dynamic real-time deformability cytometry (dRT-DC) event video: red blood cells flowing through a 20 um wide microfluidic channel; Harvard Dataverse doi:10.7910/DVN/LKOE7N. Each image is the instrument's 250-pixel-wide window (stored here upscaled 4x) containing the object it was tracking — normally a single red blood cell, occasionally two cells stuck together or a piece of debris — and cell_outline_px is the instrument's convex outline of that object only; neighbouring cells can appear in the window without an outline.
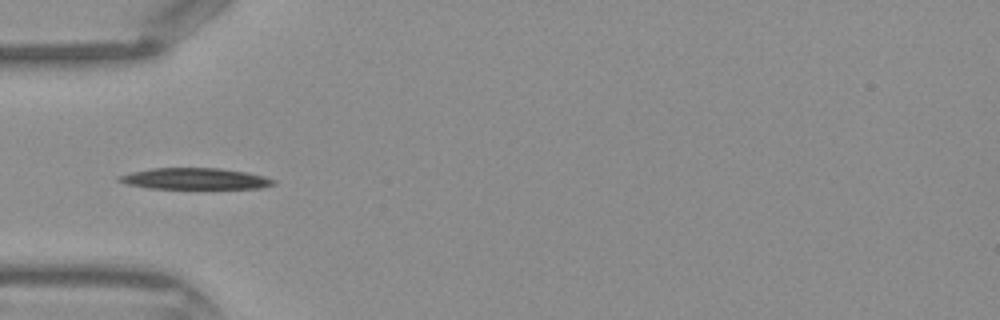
{"species": "Egyptian fruit bat (a non-hibernating species)", "species_latin": "Rousettus aegyptiacus", "temperature_condition": "warm", "stored_images_in_passage": 30, "camera_frame_rate_fps": 3000, "um_per_image_px": 0.085, "frame": {"image": 1, "passage_image": 1, "time_ms": 0.0, "image_size_px": [1000, 320], "cell_outline_px": [[276, 184], [260, 188], [148, 188], [128, 184], [116, 180], [116, 176], [132, 172], [152, 168], [220, 168], [244, 172], [264, 176], [276, 180]], "centroid_in_image_um": [16.56, 15.19], "position_along_channel_um": 68.4, "area_um2": 19.02}}
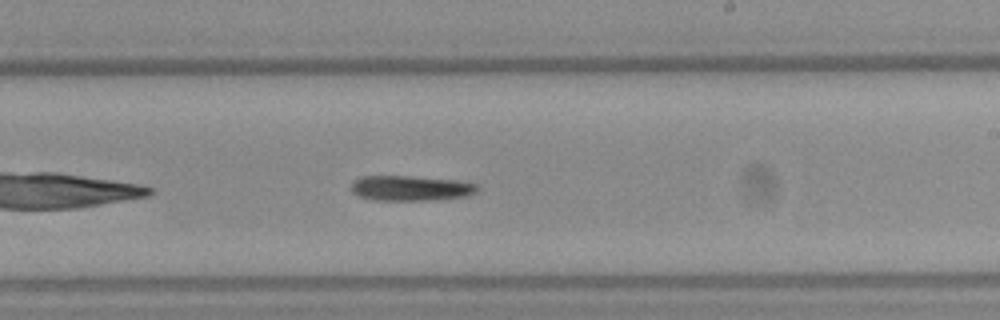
{"frame": {"image": 2, "passage_image": 13, "time_ms": 4.0, "image_size_px": [1000, 320], "cell_outline_px": [[480, 188], [476, 192], [468, 196], [432, 200], [372, 200], [360, 196], [352, 192], [352, 180], [360, 176], [412, 176], [460, 180], [476, 184]], "centroid_in_image_um": [34.93, 15.99], "position_along_channel_um": 254.1, "area_um2": 18.73}}
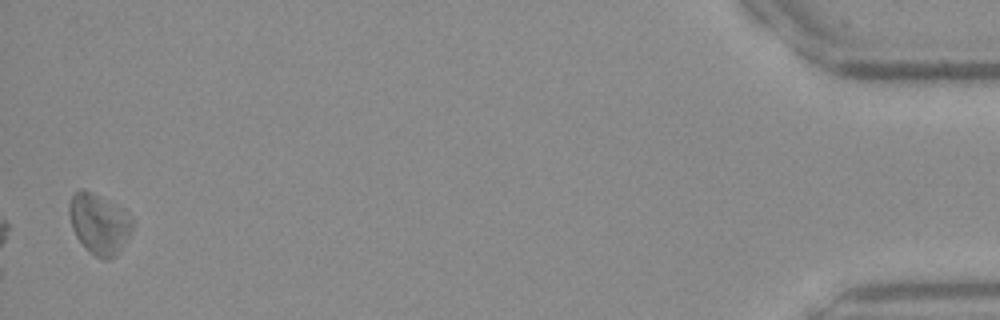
{"frame": {"image": 3, "passage_image": 30, "time_ms": 9.667, "image_size_px": [1000, 320], "cell_outline_px": [[132, 228], [128, 236], [116, 256], [108, 260], [104, 260], [88, 252], [84, 248], [76, 236], [72, 228], [68, 212], [68, 204], [72, 196], [80, 188], [84, 188], [124, 208], [128, 212], [132, 220]], "centroid_in_image_um": [8.4, 19.01], "position_along_channel_um": 426.8, "area_um2": 22.48}}